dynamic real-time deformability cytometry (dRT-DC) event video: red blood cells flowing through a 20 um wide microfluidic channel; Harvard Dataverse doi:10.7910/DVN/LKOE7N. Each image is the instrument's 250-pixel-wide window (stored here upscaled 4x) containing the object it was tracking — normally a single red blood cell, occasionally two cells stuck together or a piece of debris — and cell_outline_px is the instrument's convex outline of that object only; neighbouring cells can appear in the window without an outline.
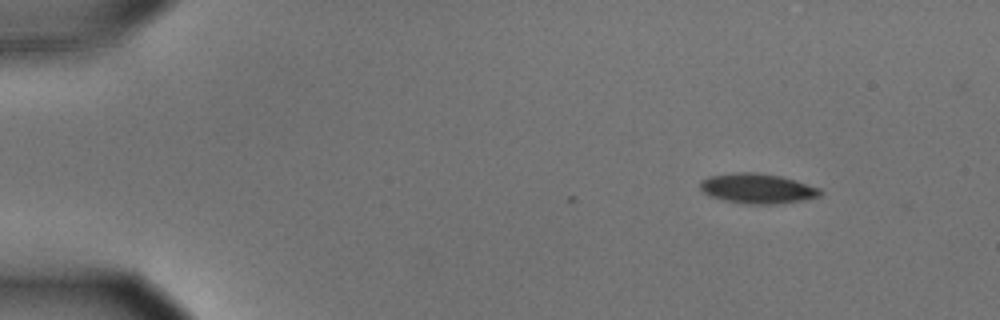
{"species": "common noctule bat (a hibernating species)", "species_latin": "Nyctalus noctula", "temperature_condition": "cold", "stored_images_in_passage": 4, "camera_frame_rate_fps": 3000, "um_per_image_px": 0.085, "animal": {"sex": "male", "body_mass_g": 15.6}, "frame": {"image": 1, "passage_image": 1, "time_ms": 0.0, "image_size_px": [1000, 320], "cell_outline_px": [[824, 192], [820, 196], [804, 200], [776, 204], [744, 204], [724, 200], [712, 196], [704, 192], [700, 188], [700, 180], [708, 176], [736, 172], [756, 172], [780, 176], [796, 180], [820, 188]], "centroid_in_image_um": [64.4, 16.02], "position_along_channel_um": 20.6, "area_um2": 21.1}}